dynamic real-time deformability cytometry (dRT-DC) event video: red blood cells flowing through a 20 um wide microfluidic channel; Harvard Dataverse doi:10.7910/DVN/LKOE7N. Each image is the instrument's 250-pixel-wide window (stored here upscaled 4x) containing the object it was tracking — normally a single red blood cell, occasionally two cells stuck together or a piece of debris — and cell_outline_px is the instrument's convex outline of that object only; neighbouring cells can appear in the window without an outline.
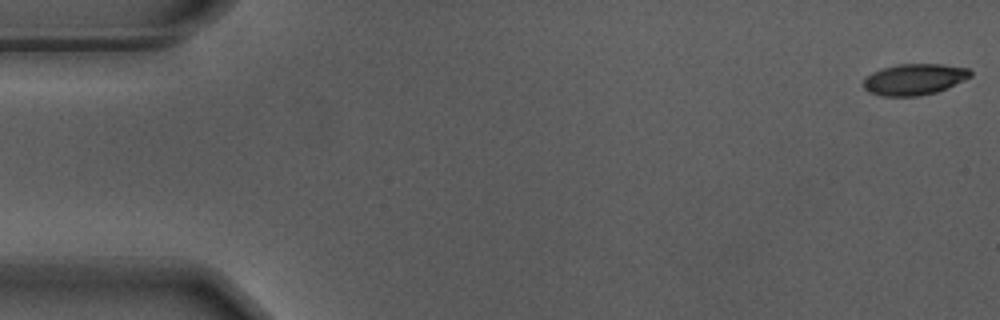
{"species": "Egyptian fruit bat (a non-hibernating species)", "species_latin": "Rousettus aegyptiacus", "temperature_condition": "warm", "stored_images_in_passage": 56, "camera_frame_rate_fps": 3000, "um_per_image_px": 0.085, "animal": {"sex": "male"}, "frame": {"image": 1, "passage_image": 1, "time_ms": 0.0, "image_size_px": [1000, 320], "cell_outline_px": [[972, 76], [964, 80], [936, 92], [916, 96], [880, 96], [868, 92], [864, 88], [864, 80], [872, 72], [884, 68], [900, 64], [940, 64], [968, 68], [972, 72]], "centroid_in_image_um": [77.71, 6.75], "position_along_channel_um": 7.3, "area_um2": 19.25}}
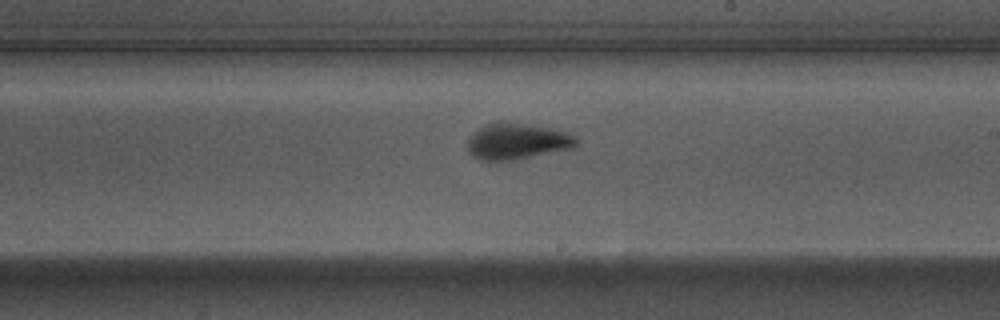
{"frame": {"image": 2, "passage_image": 32, "time_ms": 10.333, "image_size_px": [1000, 320], "cell_outline_px": [[576, 144], [572, 148], [508, 160], [480, 160], [472, 156], [468, 152], [468, 140], [484, 124], [496, 120], [532, 124], [568, 132], [576, 140]], "centroid_in_image_um": [43.91, 11.97], "position_along_channel_um": 245.1, "area_um2": 22.66}}
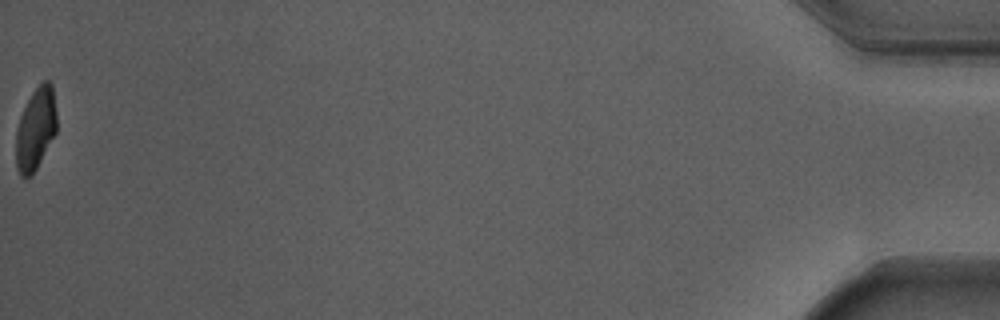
{"frame": {"image": 3, "passage_image": 56, "time_ms": 18.333, "image_size_px": [1000, 320], "cell_outline_px": [[56, 132], [32, 176], [24, 180], [20, 176], [16, 168], [16, 132], [20, 116], [32, 92], [44, 80], [48, 80], [52, 84], [56, 112]], "centroid_in_image_um": [3.02, 11.0], "position_along_channel_um": 432.2, "area_um2": 19.54}, "authors_computed_cell_mechanics": {"area_um2": 21.3282, "velocity_mm_per_s": 3.6985, "shape_relaxation_time_tau1_ms": 3.9334, "shape_relaxation_time_tau2_ms": 1.3106, "deformation_change_tau1": 0.1783, "deformation_change_tau2": 0.0834}}